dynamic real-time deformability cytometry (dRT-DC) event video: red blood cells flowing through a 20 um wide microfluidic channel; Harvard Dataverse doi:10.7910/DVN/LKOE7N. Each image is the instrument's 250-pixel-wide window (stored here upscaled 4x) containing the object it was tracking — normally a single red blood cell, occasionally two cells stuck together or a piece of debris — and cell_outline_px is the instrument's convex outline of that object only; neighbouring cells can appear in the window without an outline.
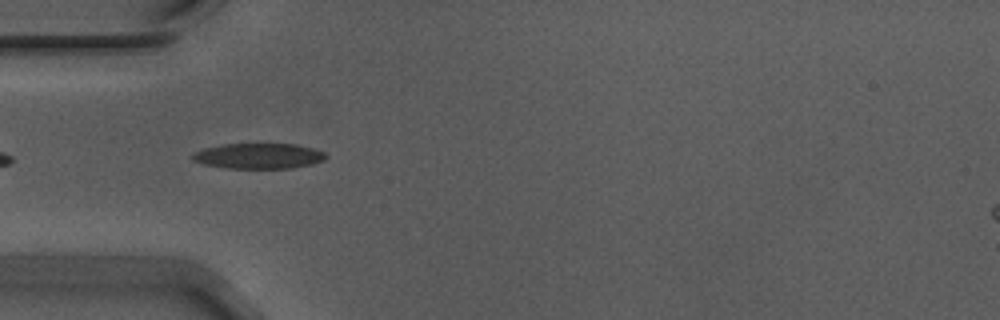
{"species": "Egyptian fruit bat (a non-hibernating species)", "species_latin": "Rousettus aegyptiacus", "temperature_condition": "warm", "stored_images_in_passage": 35, "camera_frame_rate_fps": 3000, "um_per_image_px": 0.085, "animal": {"sex": "male"}, "frame": {"image": 1, "passage_image": 1, "time_ms": 0.0, "image_size_px": [1000, 320], "cell_outline_px": [[328, 156], [324, 160], [312, 164], [292, 168], [228, 168], [204, 164], [192, 160], [192, 156], [196, 152], [204, 148], [224, 144], [296, 144], [312, 148], [324, 152]], "centroid_in_image_um": [22.02, 13.26], "position_along_channel_um": 63.0, "area_um2": 19.65}}
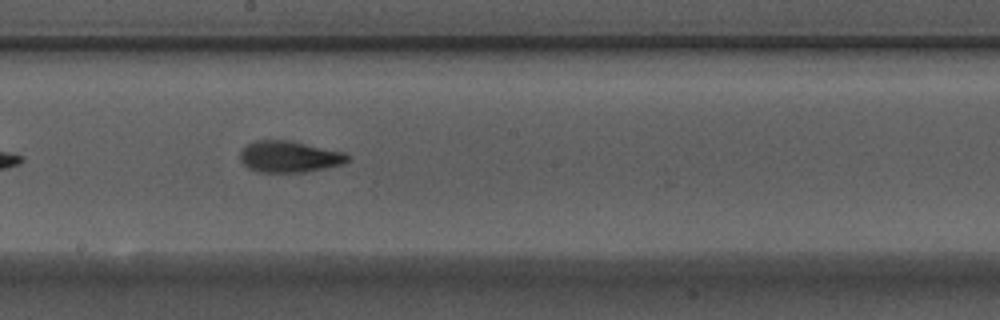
{"frame": {"image": 2, "passage_image": 14, "time_ms": 4.333, "image_size_px": [1000, 320], "cell_outline_px": [[348, 160], [340, 164], [324, 168], [304, 172], [256, 172], [248, 168], [240, 160], [240, 152], [248, 144], [256, 140], [288, 140], [344, 152], [348, 156]], "centroid_in_image_um": [24.54, 13.32], "position_along_channel_um": 223.7, "area_um2": 19.42}}
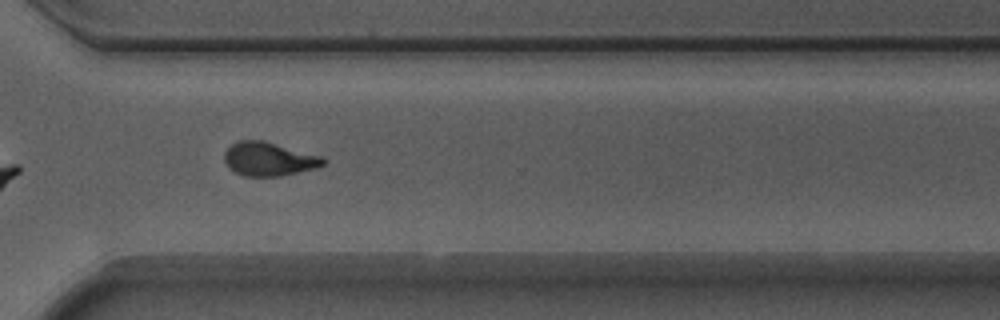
{"frame": {"image": 3, "passage_image": 24, "time_ms": 7.667, "image_size_px": [1000, 320], "cell_outline_px": [[324, 164], [316, 168], [280, 176], [244, 176], [228, 168], [224, 160], [224, 152], [232, 144], [240, 140], [264, 140], [320, 156], [324, 160]], "centroid_in_image_um": [22.81, 13.52], "position_along_channel_um": 347.8, "area_um2": 19.25}, "authors_computed_cell_mechanics": {"area_um2": 19.4208, "velocity_mm_per_s": 3.7291, "shape_relaxation_time_tau1_ms": 10.3133, "shape_relaxation_time_tau2_ms": 1.8859, "deformation_change_tau1": 0.2721, "deformation_change_tau2": 0.0952}}